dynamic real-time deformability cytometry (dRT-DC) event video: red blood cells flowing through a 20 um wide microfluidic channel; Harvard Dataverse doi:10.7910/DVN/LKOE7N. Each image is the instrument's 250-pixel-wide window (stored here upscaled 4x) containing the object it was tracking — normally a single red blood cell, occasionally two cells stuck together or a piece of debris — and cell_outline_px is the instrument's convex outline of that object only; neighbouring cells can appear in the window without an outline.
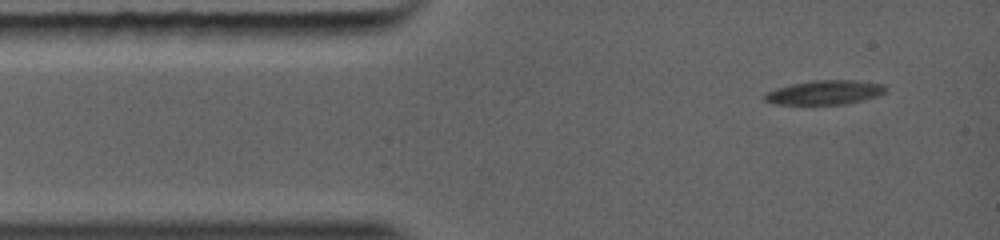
{"species": "common noctule bat (a hibernating species)", "species_latin": "Nyctalus noctula", "temperature_condition": "warm", "stored_images_in_passage": 15, "camera_frame_rate_fps": 5000, "um_per_image_px": 0.085, "animal": {"sex": "female", "body_mass_g": 19.0, "forearm_length_mm": 56.7}, "frame": {"image": 1, "passage_image": 1, "time_ms": 0.0, "image_size_px": [1000, 240], "cell_outline_px": [[888, 92], [880, 96], [840, 104], [780, 104], [764, 100], [764, 96], [768, 92], [776, 88], [792, 84], [812, 80], [856, 80], [884, 84], [888, 88]], "centroid_in_image_um": [70.19, 7.84], "position_along_channel_um": 14.8, "area_um2": 16.99}}
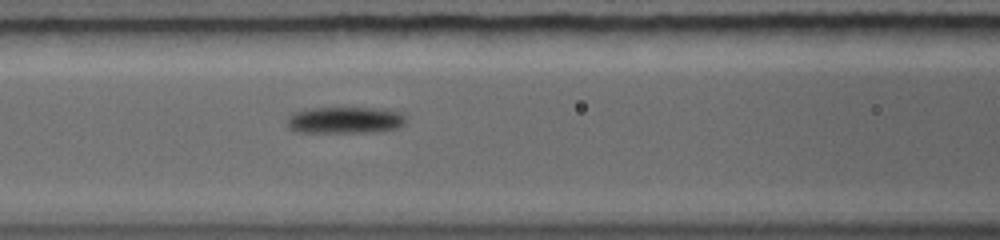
{"frame": {"image": 2, "passage_image": 8, "time_ms": 3.6, "image_size_px": [1000, 240], "cell_outline_px": [[400, 120], [396, 124], [376, 128], [304, 128], [292, 124], [292, 120], [300, 112], [320, 108], [372, 108], [396, 112], [400, 116]], "centroid_in_image_um": [29.4, 10.06], "position_along_channel_um": 137.2, "area_um2": 13.7}}
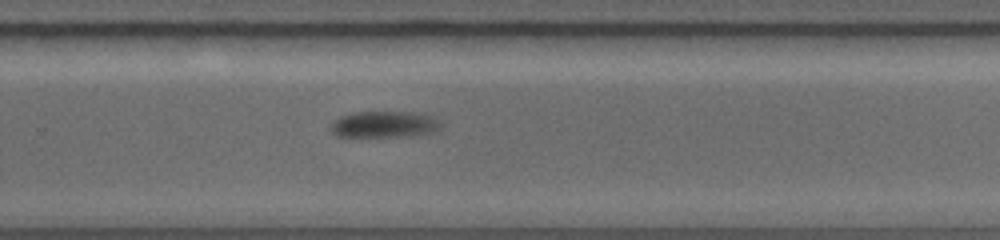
{"frame": {"image": 3, "passage_image": 15, "time_ms": 7.0, "image_size_px": [1000, 240], "cell_outline_px": [[428, 124], [424, 128], [400, 132], [340, 132], [336, 128], [336, 124], [344, 116], [360, 112], [404, 112], [424, 116], [428, 120]], "centroid_in_image_um": [32.42, 10.4], "position_along_channel_um": 297.4, "area_um2": 11.56}}